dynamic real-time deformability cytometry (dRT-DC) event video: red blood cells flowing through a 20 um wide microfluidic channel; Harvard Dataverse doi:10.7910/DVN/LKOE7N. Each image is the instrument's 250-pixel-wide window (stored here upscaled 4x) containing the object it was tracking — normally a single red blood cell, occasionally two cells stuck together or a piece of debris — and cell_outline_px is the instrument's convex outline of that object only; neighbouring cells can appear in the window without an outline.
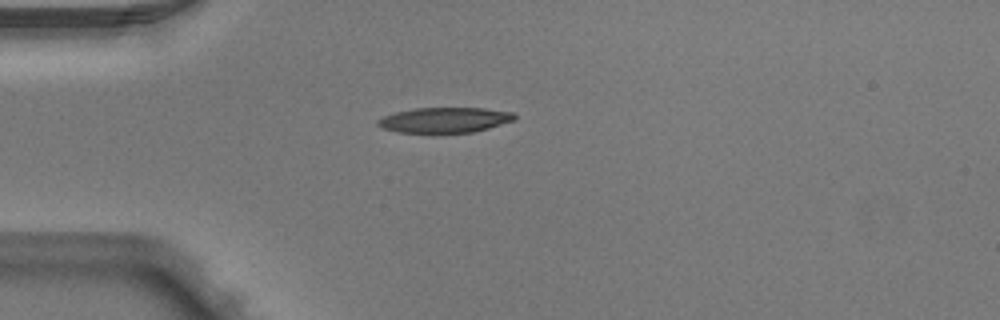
{"species": "Egyptian fruit bat (a non-hibernating species)", "species_latin": "Rousettus aegyptiacus", "temperature_condition": "warm", "stored_images_in_passage": 2, "camera_frame_rate_fps": 3000, "um_per_image_px": 0.085, "animal": {"sex": "male"}, "frame": {"image": 1, "passage_image": 1, "time_ms": 0.0, "image_size_px": [1000, 320], "cell_outline_px": [[516, 120], [488, 128], [472, 132], [400, 132], [380, 128], [376, 124], [376, 120], [384, 116], [396, 112], [416, 108], [484, 108], [512, 112], [516, 116]], "centroid_in_image_um": [37.79, 10.19], "position_along_channel_um": 47.2, "area_um2": 20.0}}